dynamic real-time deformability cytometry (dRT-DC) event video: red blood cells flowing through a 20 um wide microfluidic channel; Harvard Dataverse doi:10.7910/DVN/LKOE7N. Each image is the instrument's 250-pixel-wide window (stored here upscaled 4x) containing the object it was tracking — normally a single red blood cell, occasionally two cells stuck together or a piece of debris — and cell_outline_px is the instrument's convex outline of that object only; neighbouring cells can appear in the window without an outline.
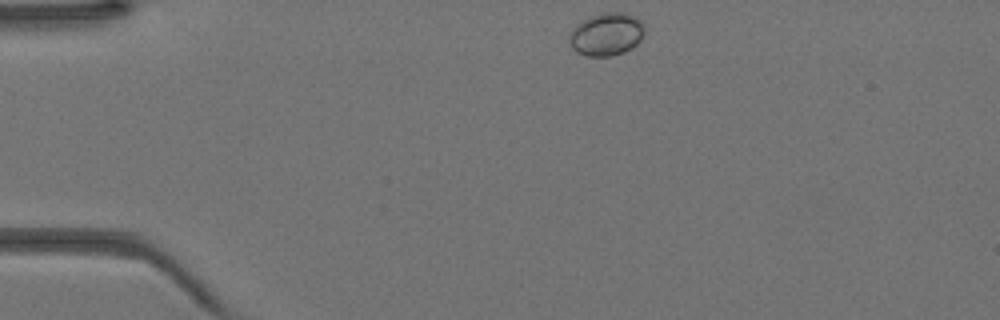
{"species": "Egyptian fruit bat (a non-hibernating species)", "species_latin": "Rousettus aegyptiacus", "temperature_condition": "warm", "stored_images_in_passage": 36, "camera_frame_rate_fps": 3000, "um_per_image_px": 0.085, "animal": {"sex": "female"}, "frame": {"image": 1, "passage_image": 1, "time_ms": 0.0, "image_size_px": [1000, 320], "cell_outline_px": [[644, 32], [640, 40], [632, 48], [624, 52], [612, 56], [588, 56], [576, 52], [572, 48], [568, 40], [568, 36], [576, 24], [580, 20], [588, 16], [604, 12], [628, 12], [636, 16], [644, 24]], "centroid_in_image_um": [51.54, 2.89], "position_along_channel_um": 33.5, "area_um2": 19.19}}
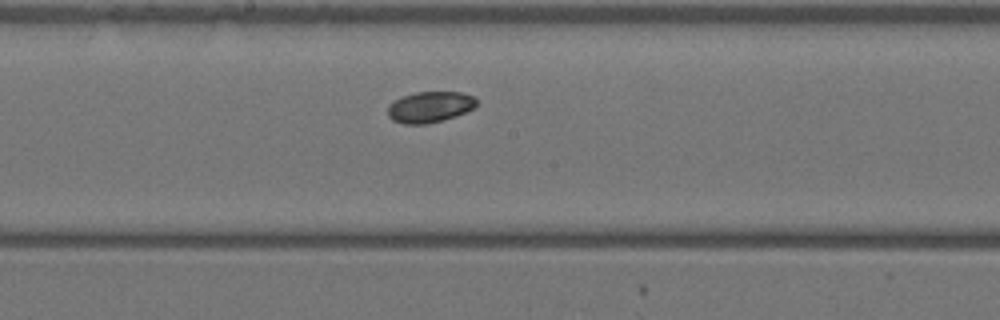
{"frame": {"image": 2, "passage_image": 16, "time_ms": 5.0, "image_size_px": [1000, 320], "cell_outline_px": [[476, 104], [472, 108], [464, 112], [440, 120], [424, 124], [404, 124], [392, 120], [388, 116], [388, 104], [400, 96], [416, 92], [464, 92], [472, 96], [476, 100]], "centroid_in_image_um": [36.47, 9.07], "position_along_channel_um": 211.7, "area_um2": 15.84}}
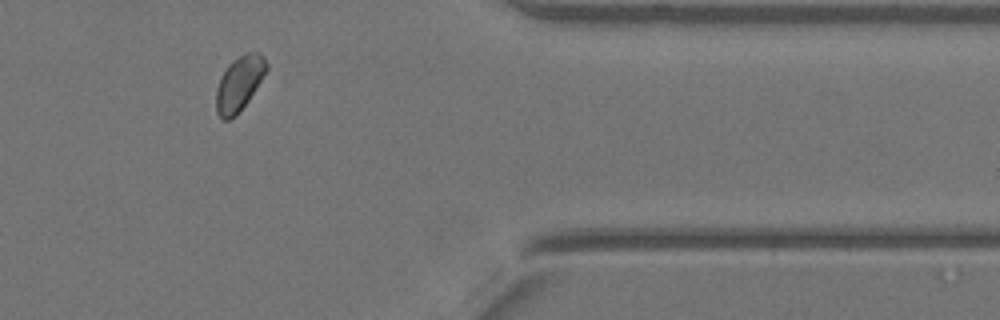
{"frame": {"image": 3, "passage_image": 29, "time_ms": 9.333, "image_size_px": [1000, 320], "cell_outline_px": [[268, 68], [248, 100], [228, 120], [220, 120], [216, 112], [216, 88], [228, 64], [232, 60], [244, 52], [260, 52], [264, 56], [268, 64]], "centroid_in_image_um": [20.33, 7.05], "position_along_channel_um": 391.1, "area_um2": 15.78}}